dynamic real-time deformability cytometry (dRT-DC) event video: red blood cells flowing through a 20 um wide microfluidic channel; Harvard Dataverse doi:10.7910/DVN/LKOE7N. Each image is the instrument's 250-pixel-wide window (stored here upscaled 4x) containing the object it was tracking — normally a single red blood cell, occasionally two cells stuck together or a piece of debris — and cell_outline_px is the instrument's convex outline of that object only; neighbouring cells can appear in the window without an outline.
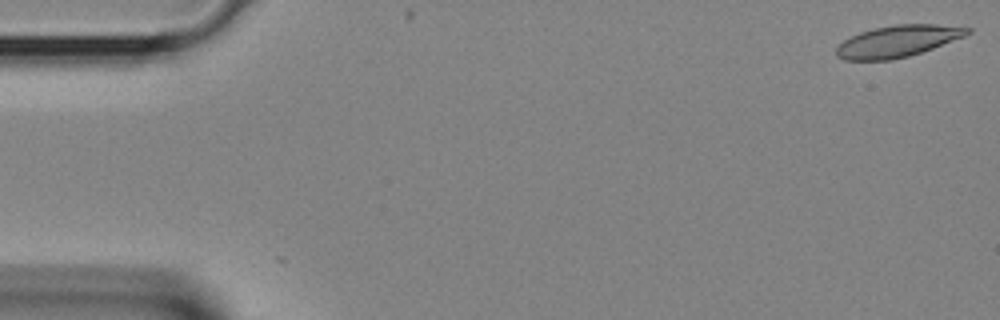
{"species": "Egyptian fruit bat (a non-hibernating species)", "species_latin": "Rousettus aegyptiacus", "temperature_condition": "room temperature", "stored_images_in_passage": 3, "camera_frame_rate_fps": 3000, "um_per_image_px": 0.085, "animal": {"sex": "female"}, "frame": {"image": 1, "passage_image": 1, "time_ms": 0.0, "image_size_px": [1000, 320], "cell_outline_px": [[972, 32], [964, 36], [932, 48], [908, 56], [892, 60], [844, 60], [836, 56], [836, 48], [844, 40], [860, 32], [872, 28], [896, 24], [936, 24], [972, 28]], "centroid_in_image_um": [76.29, 3.5], "position_along_channel_um": 8.7, "area_um2": 24.04}}